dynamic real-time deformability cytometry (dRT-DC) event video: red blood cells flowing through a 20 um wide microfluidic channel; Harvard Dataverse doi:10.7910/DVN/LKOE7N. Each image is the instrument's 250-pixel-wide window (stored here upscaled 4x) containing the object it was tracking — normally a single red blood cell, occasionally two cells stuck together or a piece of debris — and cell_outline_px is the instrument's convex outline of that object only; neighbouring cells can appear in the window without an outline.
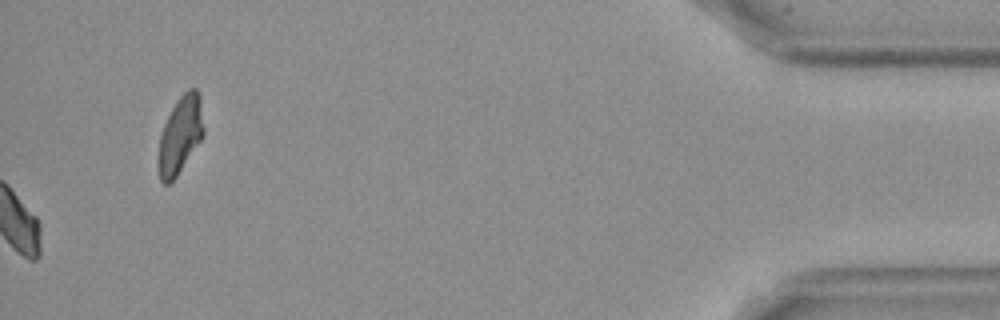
{"species": "Egyptian fruit bat (a non-hibernating species)", "species_latin": "Rousettus aegyptiacus", "temperature_condition": "cold", "stored_images_in_passage": 37, "camera_frame_rate_fps": 3000, "um_per_image_px": 0.085, "frame": {"image": 1, "passage_image": 37, "time_ms": 12.0, "image_size_px": [1000, 320], "cell_outline_px": [[204, 136], [176, 176], [168, 184], [164, 184], [160, 180], [156, 164], [156, 160], [160, 136], [164, 124], [172, 108], [180, 96], [188, 88], [196, 88], [200, 96], [204, 128]], "centroid_in_image_um": [15.3, 11.49], "position_along_channel_um": 419.9, "area_um2": 20.58}}